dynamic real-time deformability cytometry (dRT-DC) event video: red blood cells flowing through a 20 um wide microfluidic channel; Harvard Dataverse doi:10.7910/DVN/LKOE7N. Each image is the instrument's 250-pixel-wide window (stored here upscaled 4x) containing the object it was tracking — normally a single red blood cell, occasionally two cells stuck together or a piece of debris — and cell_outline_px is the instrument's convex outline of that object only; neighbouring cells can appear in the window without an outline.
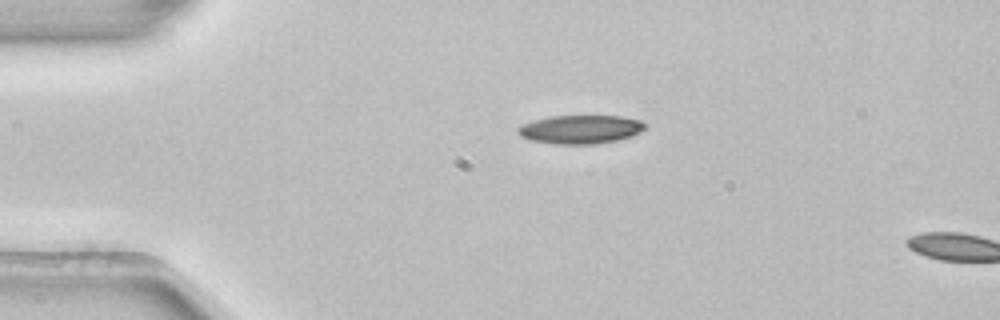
{"species": "common noctule bat (a hibernating species)", "species_latin": "Nyctalus noctula", "temperature_condition": "room temperature", "stored_images_in_passage": 2, "camera_frame_rate_fps": 3000, "um_per_image_px": 0.085, "animal": {"sex": "female", "body_mass_g": 22.7, "forearm_length_mm": 54.2}, "frame": {"image": 1, "passage_image": 1, "time_ms": 0.0, "image_size_px": [1000, 320], "cell_outline_px": [[648, 128], [640, 132], [616, 140], [596, 144], [556, 144], [528, 140], [520, 136], [516, 132], [516, 128], [520, 124], [552, 116], [620, 116], [640, 120], [648, 124]], "centroid_in_image_um": [49.32, 11.0], "position_along_channel_um": 35.7, "area_um2": 21.33}}